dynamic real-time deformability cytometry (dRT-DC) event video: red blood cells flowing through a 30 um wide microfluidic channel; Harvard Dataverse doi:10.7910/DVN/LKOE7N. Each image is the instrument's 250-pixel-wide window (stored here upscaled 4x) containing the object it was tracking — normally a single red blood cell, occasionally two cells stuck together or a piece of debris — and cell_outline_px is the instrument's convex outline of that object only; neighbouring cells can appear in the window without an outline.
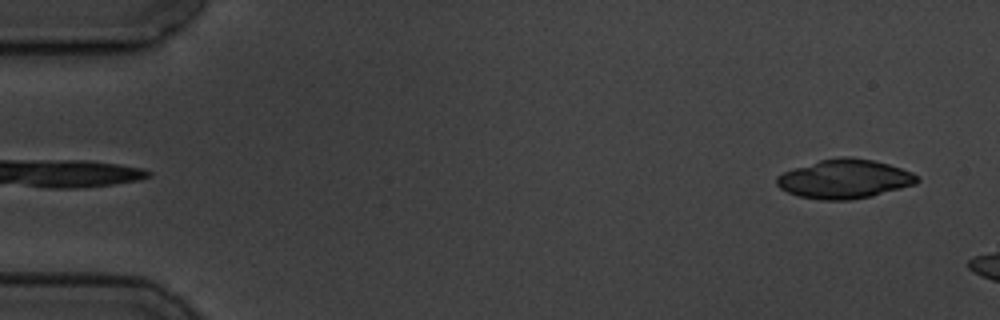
{"species": "common noctule bat (a hibernating species)", "species_latin": "Nyctalus noctula", "temperature_condition": "cold", "stored_images_in_passage": 5, "segment_of_instrument_passage": [2, 2], "camera_frame_rate_fps": 3000, "um_per_image_px": 0.085, "animal": {"sex": "male", "body_mass_g": 19.5, "forearm_length_mm": 54.6}, "frame": {"image": 1, "passage_image": 5, "time_ms": 4.333, "image_size_px": [1000, 320], "cell_outline_px": [[920, 180], [916, 184], [872, 196], [852, 200], [820, 200], [800, 196], [788, 192], [780, 188], [776, 184], [776, 176], [784, 172], [820, 160], [844, 156], [852, 156], [872, 160], [888, 164], [912, 172]], "centroid_in_image_um": [71.79, 15.22], "position_along_channel_um": 13.2, "area_um2": 31.79}}